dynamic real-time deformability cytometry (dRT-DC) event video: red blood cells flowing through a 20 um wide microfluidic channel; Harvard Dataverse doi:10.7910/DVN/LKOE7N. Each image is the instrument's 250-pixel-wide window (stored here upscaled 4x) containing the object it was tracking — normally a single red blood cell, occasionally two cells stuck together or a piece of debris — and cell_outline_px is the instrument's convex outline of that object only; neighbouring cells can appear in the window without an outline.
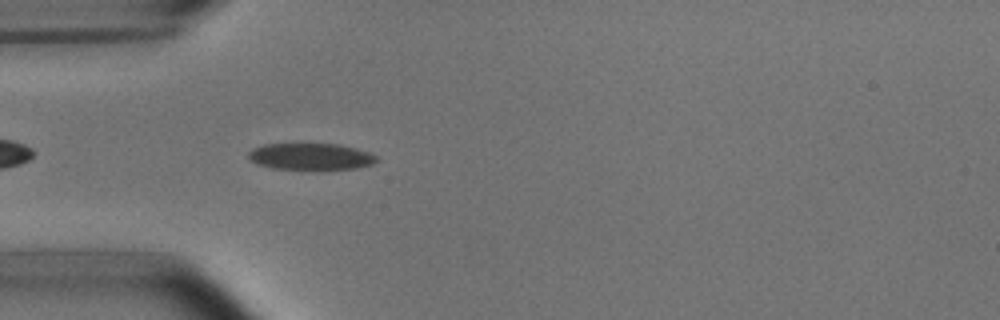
{"species": "common noctule bat (a hibernating species)", "species_latin": "Nyctalus noctula", "temperature_condition": "room temperature", "stored_images_in_passage": 41, "camera_frame_rate_fps": 3000, "um_per_image_px": 0.085, "animal": {"sex": "male", "body_mass_g": 15.6}, "frame": {"image": 1, "passage_image": 4, "time_ms": 1.0, "image_size_px": [1000, 320], "cell_outline_px": [[380, 160], [372, 164], [356, 168], [320, 172], [272, 168], [256, 164], [248, 156], [248, 152], [252, 148], [264, 144], [336, 144], [356, 148], [368, 152], [376, 156]], "centroid_in_image_um": [26.43, 13.35], "position_along_channel_um": 58.6, "area_um2": 20.69}}
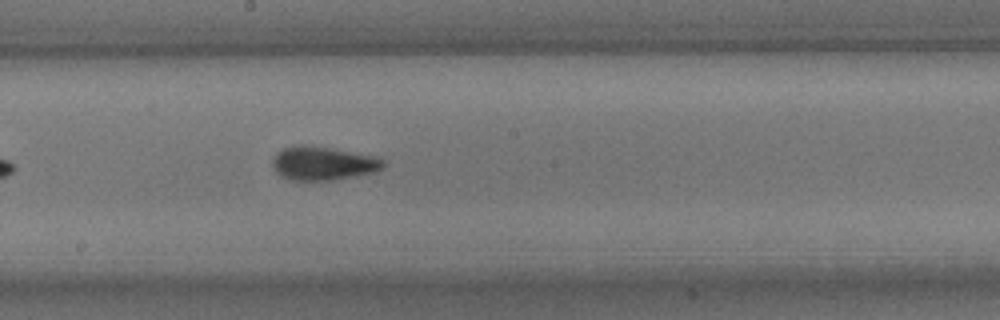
{"frame": {"image": 2, "passage_image": 17, "time_ms": 5.333, "image_size_px": [1000, 320], "cell_outline_px": [[388, 164], [384, 168], [376, 172], [332, 180], [292, 180], [280, 176], [276, 172], [272, 164], [272, 156], [276, 152], [284, 148], [300, 144], [308, 144], [376, 156], [384, 160]], "centroid_in_image_um": [27.47, 13.87], "position_along_channel_um": 220.7, "area_um2": 22.08}}
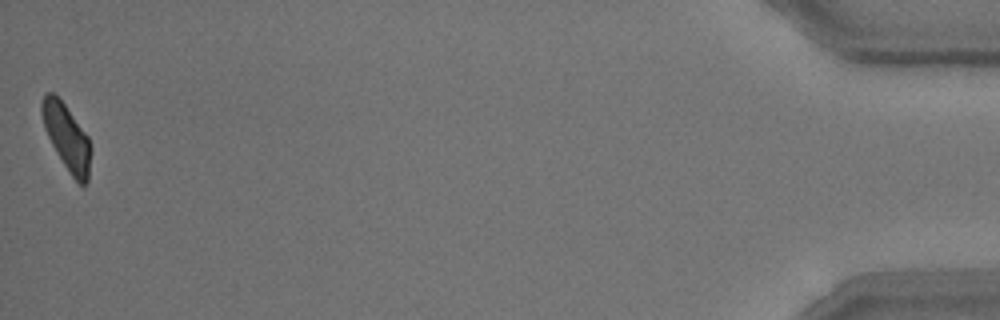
{"frame": {"image": 3, "passage_image": 41, "time_ms": 13.333, "image_size_px": [1000, 320], "cell_outline_px": [[92, 148], [88, 180], [84, 188], [72, 176], [56, 152], [44, 128], [40, 112], [40, 104], [44, 92], [52, 92], [64, 104], [88, 136]], "centroid_in_image_um": [5.67, 11.66], "position_along_channel_um": 429.5, "area_um2": 18.84}, "authors_computed_cell_mechanics": {"area_um2": 20.5768, "velocity_mm_per_s": 3.7807, "shape_relaxation_time_tau1_ms": 4.5119, "shape_relaxation_time_tau2_ms": 0.6001, "deformation_change_tau1": 0.1432, "deformation_change_tau2": 0.051}}